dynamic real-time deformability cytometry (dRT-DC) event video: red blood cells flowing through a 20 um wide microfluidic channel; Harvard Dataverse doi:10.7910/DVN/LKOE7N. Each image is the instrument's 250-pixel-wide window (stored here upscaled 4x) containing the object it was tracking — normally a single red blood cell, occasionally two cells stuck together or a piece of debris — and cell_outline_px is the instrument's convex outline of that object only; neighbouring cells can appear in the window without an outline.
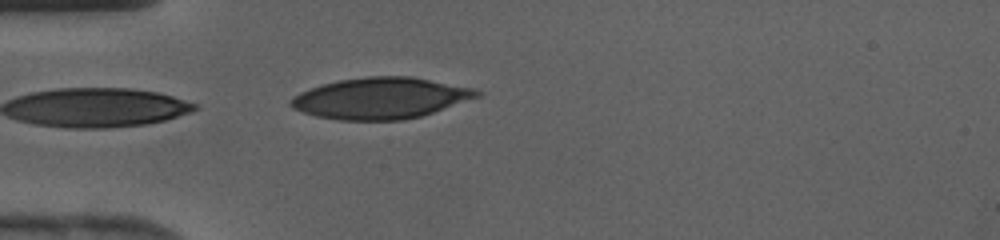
{"species": "human", "species_latin": "Homo sapiens", "temperature_condition": "cold", "stored_images_in_passage": 12, "camera_frame_rate_fps": 3000, "um_per_image_px": 0.085, "donor": {"sex": "female"}, "frame": {"image": 1, "passage_image": 12, "time_ms": 3.667, "image_size_px": [1000, 240], "cell_outline_px": [[484, 92], [480, 96], [420, 116], [404, 120], [340, 120], [316, 116], [292, 108], [288, 104], [288, 100], [292, 96], [300, 92], [324, 84], [340, 80], [368, 76], [408, 76], [476, 88]], "centroid_in_image_um": [32.34, 8.34], "position_along_channel_um": 52.7, "area_um2": 44.51}}